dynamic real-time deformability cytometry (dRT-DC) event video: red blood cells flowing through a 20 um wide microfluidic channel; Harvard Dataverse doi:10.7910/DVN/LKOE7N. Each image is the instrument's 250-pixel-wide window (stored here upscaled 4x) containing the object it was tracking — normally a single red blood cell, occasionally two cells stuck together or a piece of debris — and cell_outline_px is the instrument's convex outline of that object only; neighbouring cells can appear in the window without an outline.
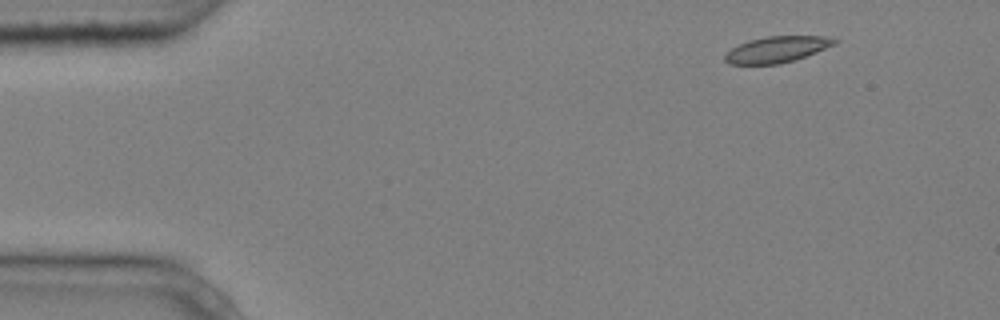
{"species": "common noctule bat (a hibernating species)", "species_latin": "Nyctalus noctula", "temperature_condition": "cold", "stored_images_in_passage": 10, "camera_frame_rate_fps": 3000, "um_per_image_px": 0.085, "animal": {"sex": "male", "body_mass_g": 20.4}, "frame": {"image": 1, "passage_image": 1, "time_ms": 0.0, "image_size_px": [1000, 320], "cell_outline_px": [[840, 40], [836, 44], [816, 52], [780, 64], [728, 64], [724, 60], [724, 56], [732, 48], [748, 40], [764, 36], [832, 36]], "centroid_in_image_um": [66.06, 4.18], "position_along_channel_um": 18.9, "area_um2": 16.7}}
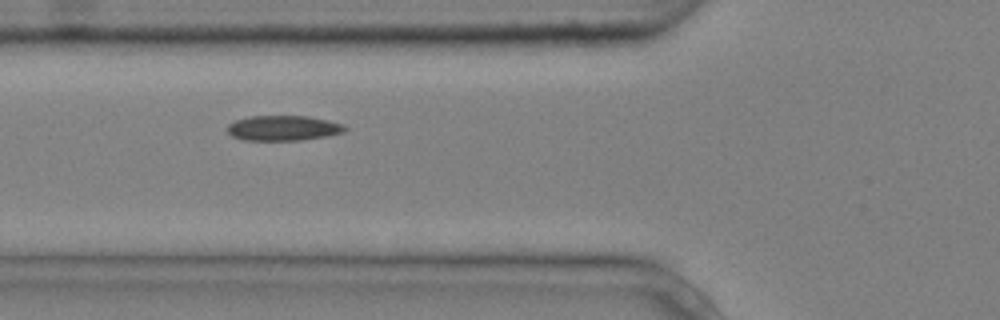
{"frame": {"image": 2, "passage_image": 5, "time_ms": 1.333, "image_size_px": [1000, 320], "cell_outline_px": [[348, 128], [344, 132], [328, 136], [300, 140], [244, 140], [232, 136], [228, 132], [228, 124], [236, 120], [248, 116], [308, 116], [328, 120], [344, 124]], "centroid_in_image_um": [24.1, 10.88], "position_along_channel_um": 101.7, "area_um2": 17.28}}
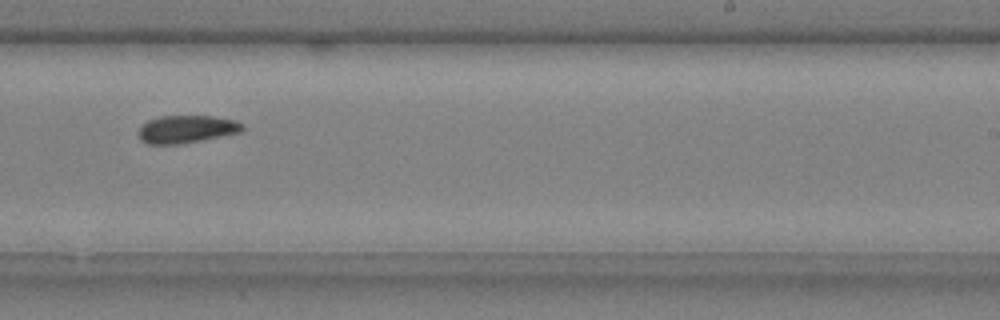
{"frame": {"image": 3, "passage_image": 9, "time_ms": 2.667, "image_size_px": [1000, 320], "cell_outline_px": [[244, 128], [240, 132], [180, 144], [148, 144], [140, 140], [140, 124], [148, 120], [160, 116], [216, 116], [236, 120], [244, 124]], "centroid_in_image_um": [15.86, 10.96], "position_along_channel_um": 273.1, "area_um2": 16.76}}